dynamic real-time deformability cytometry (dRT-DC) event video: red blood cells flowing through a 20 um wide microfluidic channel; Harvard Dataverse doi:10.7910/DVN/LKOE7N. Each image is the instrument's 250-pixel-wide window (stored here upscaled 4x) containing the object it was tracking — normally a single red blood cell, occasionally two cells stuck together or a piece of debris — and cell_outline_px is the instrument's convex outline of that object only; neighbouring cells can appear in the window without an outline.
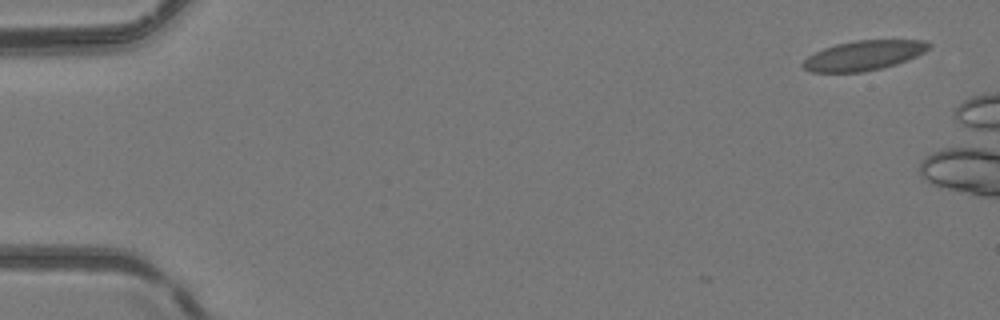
{"species": "common noctule bat (a hibernating species)", "species_latin": "Nyctalus noctula", "temperature_condition": "room temperature", "stored_images_in_passage": 3, "camera_frame_rate_fps": 3000, "um_per_image_px": 0.085, "animal": {"sex": "female", "body_mass_g": 24.6, "forearm_length_mm": 56.2}, "frame": {"image": 1, "passage_image": 1, "time_ms": 0.0, "image_size_px": [1000, 320], "cell_outline_px": [[932, 44], [924, 52], [916, 56], [896, 64], [864, 72], [812, 72], [804, 68], [800, 64], [808, 56], [824, 48], [836, 44], [856, 40], [928, 40]], "centroid_in_image_um": [73.42, 4.71], "position_along_channel_um": 11.6, "area_um2": 21.73}}